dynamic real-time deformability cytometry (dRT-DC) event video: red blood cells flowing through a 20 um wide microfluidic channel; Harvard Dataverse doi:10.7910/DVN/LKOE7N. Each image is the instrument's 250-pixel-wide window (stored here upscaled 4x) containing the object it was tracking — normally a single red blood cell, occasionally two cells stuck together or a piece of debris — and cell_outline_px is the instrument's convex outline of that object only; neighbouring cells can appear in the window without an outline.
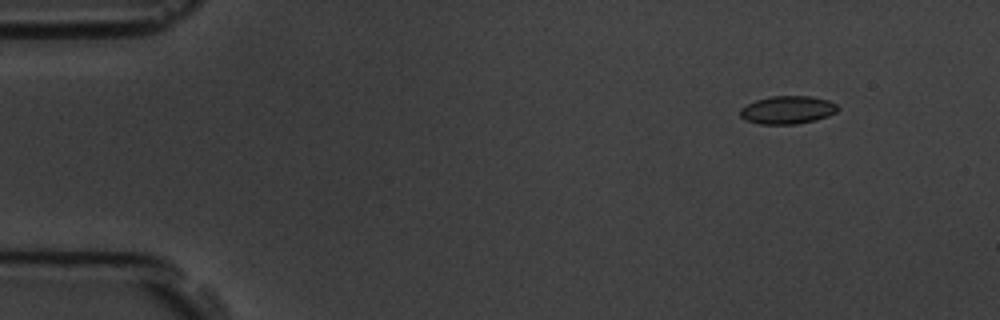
{"species": "common noctule bat (a hibernating species)", "species_latin": "Nyctalus noctula", "temperature_condition": "room temperature", "stored_images_in_passage": 3, "camera_frame_rate_fps": 3000, "um_per_image_px": 0.085, "animal": {"sex": "male", "body_mass_g": 19.5, "forearm_length_mm": 54.6}, "frame": {"image": 1, "passage_image": 1, "time_ms": 0.0, "image_size_px": [1000, 320], "cell_outline_px": [[840, 108], [836, 112], [828, 116], [816, 120], [796, 124], [760, 124], [744, 120], [740, 116], [740, 108], [756, 100], [772, 96], [812, 96], [828, 100], [836, 104]], "centroid_in_image_um": [66.95, 9.34], "position_along_channel_um": 18.1, "area_um2": 16.01}}